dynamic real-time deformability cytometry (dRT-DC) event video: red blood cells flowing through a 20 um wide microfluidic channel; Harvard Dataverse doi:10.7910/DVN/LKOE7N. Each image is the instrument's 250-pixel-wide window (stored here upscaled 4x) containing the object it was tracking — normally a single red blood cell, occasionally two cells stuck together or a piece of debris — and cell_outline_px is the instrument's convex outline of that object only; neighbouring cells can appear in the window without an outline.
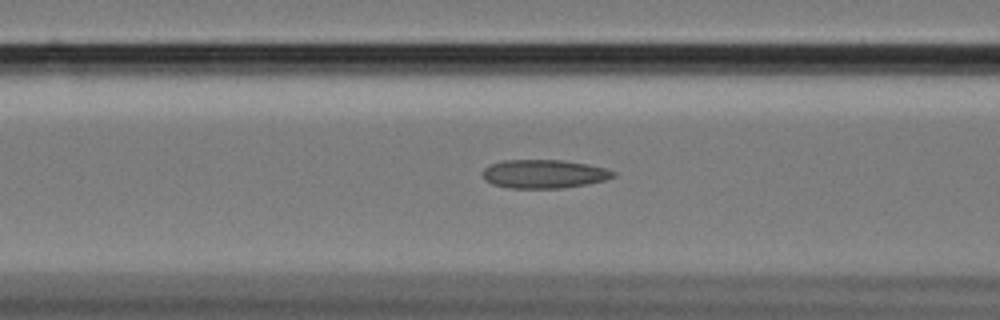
{"species": "Egyptian fruit bat (a non-hibernating species)", "species_latin": "Rousettus aegyptiacus", "temperature_condition": "cold", "stored_images_in_passage": 49, "camera_frame_rate_fps": 3000, "um_per_image_px": 0.085, "animal": {"sex": "female"}, "frame": {"image": 1, "passage_image": 14, "time_ms": 4.333, "image_size_px": [1000, 320], "cell_outline_px": [[616, 176], [604, 180], [588, 184], [560, 188], [508, 188], [492, 184], [484, 180], [484, 168], [492, 164], [504, 160], [564, 160], [588, 164], [608, 168], [616, 172]], "centroid_in_image_um": [46.28, 14.78], "position_along_channel_um": 120.3, "area_um2": 21.85}}
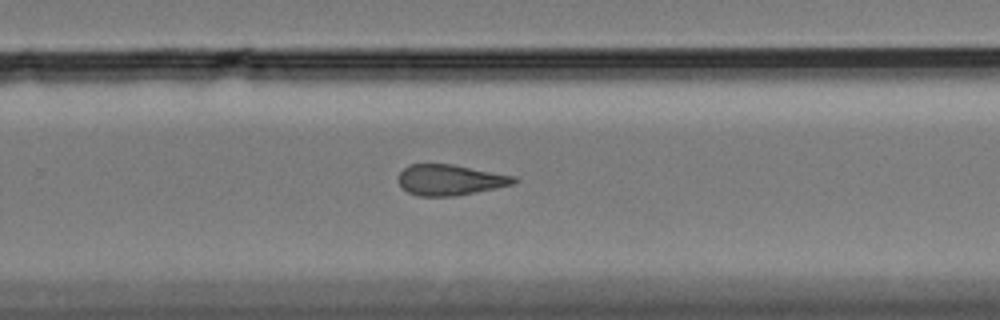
{"frame": {"image": 2, "passage_image": 29, "time_ms": 9.333, "image_size_px": [1000, 320], "cell_outline_px": [[520, 180], [516, 184], [496, 188], [452, 196], [420, 196], [408, 192], [396, 180], [400, 172], [408, 164], [452, 164], [516, 176]], "centroid_in_image_um": [38.28, 15.28], "position_along_channel_um": 291.5, "area_um2": 20.75}}
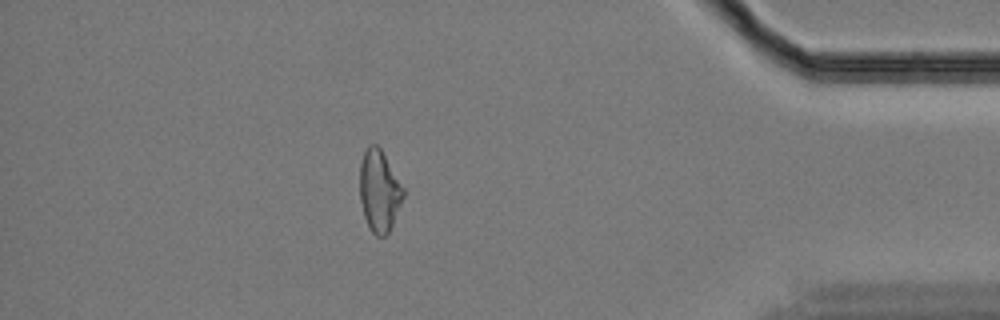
{"frame": {"image": 3, "passage_image": 42, "time_ms": 13.667, "image_size_px": [1000, 320], "cell_outline_px": [[404, 196], [392, 224], [388, 232], [384, 236], [376, 236], [372, 232], [364, 216], [360, 200], [360, 164], [364, 152], [368, 144], [376, 144], [380, 148], [404, 188]], "centroid_in_image_um": [32.23, 16.21], "position_along_channel_um": 403.0, "area_um2": 20.4}, "authors_computed_cell_mechanics": {"area_um2": 21.386, "velocity_mm_per_s": 3.4221, "shape_relaxation_time_tau1_ms": null, "shape_relaxation_time_tau2_ms": 3.865, "deformation_change_tau1": null, "deformation_change_tau2": 0.1246}}